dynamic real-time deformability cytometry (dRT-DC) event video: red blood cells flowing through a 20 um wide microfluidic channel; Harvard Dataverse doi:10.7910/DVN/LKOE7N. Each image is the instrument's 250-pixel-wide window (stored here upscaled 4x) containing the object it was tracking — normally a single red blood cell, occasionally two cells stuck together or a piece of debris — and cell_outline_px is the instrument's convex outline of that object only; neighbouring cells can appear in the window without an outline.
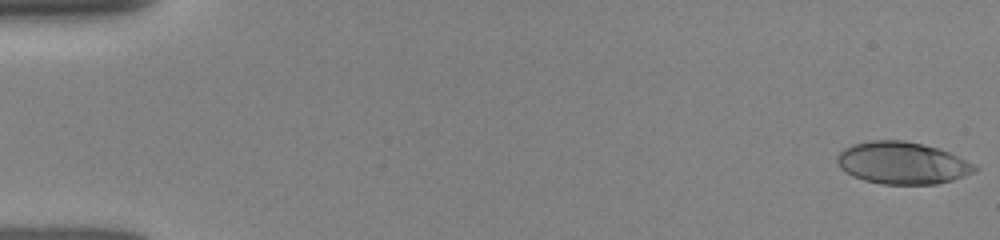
{"species": "human", "species_latin": "Homo sapiens", "temperature_condition": "room temperature", "stored_images_in_passage": 7, "camera_frame_rate_fps": 3000, "um_per_image_px": 0.085, "donor": {"sex": "female"}, "frame": {"image": 1, "passage_image": 1, "time_ms": 0.0, "image_size_px": [1000, 240], "cell_outline_px": [[980, 168], [976, 172], [952, 180], [936, 184], [880, 184], [864, 180], [852, 176], [840, 168], [836, 164], [836, 156], [844, 148], [852, 144], [872, 140], [904, 140], [936, 148], [948, 152], [976, 164]], "centroid_in_image_um": [76.68, 13.86], "position_along_channel_um": 8.3, "area_um2": 33.93}}
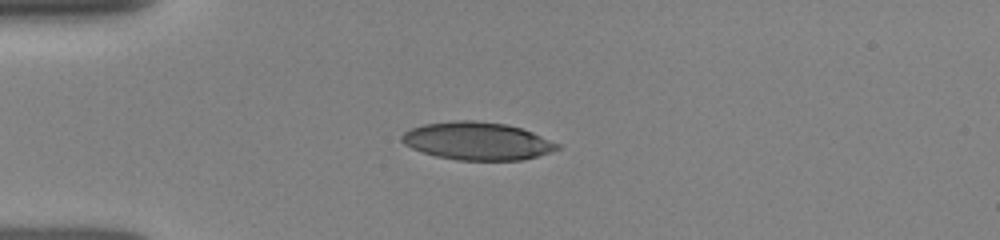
{"frame": {"image": 2, "passage_image": 6, "time_ms": 4.0, "image_size_px": [1000, 240], "cell_outline_px": [[560, 148], [536, 156], [520, 160], [456, 160], [436, 156], [412, 148], [404, 144], [400, 140], [400, 136], [404, 132], [412, 128], [424, 124], [456, 120], [476, 120], [504, 124], [520, 128], [532, 132], [560, 144]], "centroid_in_image_um": [40.53, 11.98], "position_along_channel_um": 44.5, "area_um2": 34.04}}